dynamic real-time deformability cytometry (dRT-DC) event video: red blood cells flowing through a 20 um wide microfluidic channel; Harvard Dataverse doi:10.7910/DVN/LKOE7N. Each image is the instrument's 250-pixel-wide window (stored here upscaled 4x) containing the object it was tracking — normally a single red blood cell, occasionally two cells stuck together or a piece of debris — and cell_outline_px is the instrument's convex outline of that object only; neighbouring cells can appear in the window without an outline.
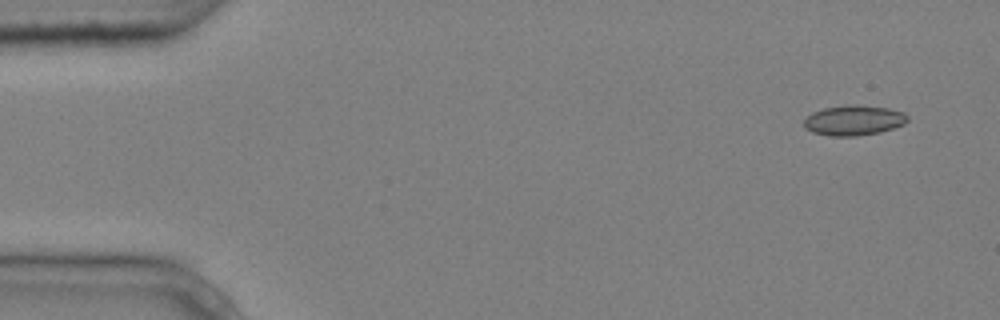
{"species": "common noctule bat (a hibernating species)", "species_latin": "Nyctalus noctula", "temperature_condition": "cold", "stored_images_in_passage": 5, "camera_frame_rate_fps": 3000, "um_per_image_px": 0.085, "animal": {"sex": "male", "body_mass_g": 20.4}, "frame": {"image": 1, "passage_image": 1, "time_ms": 0.0, "image_size_px": [1000, 320], "cell_outline_px": [[908, 120], [904, 124], [880, 132], [856, 136], [832, 136], [812, 132], [804, 128], [804, 120], [812, 112], [824, 108], [856, 104], [888, 108], [904, 112], [908, 116]], "centroid_in_image_um": [72.57, 10.23], "position_along_channel_um": 12.4, "area_um2": 18.15}}